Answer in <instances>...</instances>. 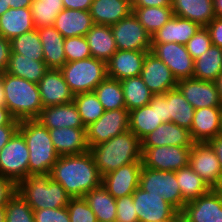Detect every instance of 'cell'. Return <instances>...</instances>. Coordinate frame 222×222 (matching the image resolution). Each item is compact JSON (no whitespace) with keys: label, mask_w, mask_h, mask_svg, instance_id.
Wrapping results in <instances>:
<instances>
[{"label":"cell","mask_w":222,"mask_h":222,"mask_svg":"<svg viewBox=\"0 0 222 222\" xmlns=\"http://www.w3.org/2000/svg\"><path fill=\"white\" fill-rule=\"evenodd\" d=\"M19 125L0 126V150L9 142L13 135L18 131Z\"/></svg>","instance_id":"54"},{"label":"cell","mask_w":222,"mask_h":222,"mask_svg":"<svg viewBox=\"0 0 222 222\" xmlns=\"http://www.w3.org/2000/svg\"><path fill=\"white\" fill-rule=\"evenodd\" d=\"M50 174L72 198L84 197L102 185V175L89 151L79 155L60 156Z\"/></svg>","instance_id":"1"},{"label":"cell","mask_w":222,"mask_h":222,"mask_svg":"<svg viewBox=\"0 0 222 222\" xmlns=\"http://www.w3.org/2000/svg\"><path fill=\"white\" fill-rule=\"evenodd\" d=\"M222 107H203L194 111L190 129L195 143H208L220 134Z\"/></svg>","instance_id":"22"},{"label":"cell","mask_w":222,"mask_h":222,"mask_svg":"<svg viewBox=\"0 0 222 222\" xmlns=\"http://www.w3.org/2000/svg\"><path fill=\"white\" fill-rule=\"evenodd\" d=\"M37 120L48 129L85 128L74 102L44 107Z\"/></svg>","instance_id":"25"},{"label":"cell","mask_w":222,"mask_h":222,"mask_svg":"<svg viewBox=\"0 0 222 222\" xmlns=\"http://www.w3.org/2000/svg\"><path fill=\"white\" fill-rule=\"evenodd\" d=\"M93 25L90 12L78 9H63L53 24L64 38L85 36Z\"/></svg>","instance_id":"27"},{"label":"cell","mask_w":222,"mask_h":222,"mask_svg":"<svg viewBox=\"0 0 222 222\" xmlns=\"http://www.w3.org/2000/svg\"><path fill=\"white\" fill-rule=\"evenodd\" d=\"M16 191L17 185L13 181L0 176V207L5 206Z\"/></svg>","instance_id":"50"},{"label":"cell","mask_w":222,"mask_h":222,"mask_svg":"<svg viewBox=\"0 0 222 222\" xmlns=\"http://www.w3.org/2000/svg\"><path fill=\"white\" fill-rule=\"evenodd\" d=\"M176 88L195 110L203 107H222L215 82L187 78L179 80Z\"/></svg>","instance_id":"16"},{"label":"cell","mask_w":222,"mask_h":222,"mask_svg":"<svg viewBox=\"0 0 222 222\" xmlns=\"http://www.w3.org/2000/svg\"><path fill=\"white\" fill-rule=\"evenodd\" d=\"M120 83L123 89L125 108L129 111L147 105L154 96L140 76L126 78Z\"/></svg>","instance_id":"38"},{"label":"cell","mask_w":222,"mask_h":222,"mask_svg":"<svg viewBox=\"0 0 222 222\" xmlns=\"http://www.w3.org/2000/svg\"><path fill=\"white\" fill-rule=\"evenodd\" d=\"M174 16L186 18L206 27L214 18L213 0H171Z\"/></svg>","instance_id":"29"},{"label":"cell","mask_w":222,"mask_h":222,"mask_svg":"<svg viewBox=\"0 0 222 222\" xmlns=\"http://www.w3.org/2000/svg\"><path fill=\"white\" fill-rule=\"evenodd\" d=\"M222 72V48L212 45L194 60L193 78L215 82Z\"/></svg>","instance_id":"36"},{"label":"cell","mask_w":222,"mask_h":222,"mask_svg":"<svg viewBox=\"0 0 222 222\" xmlns=\"http://www.w3.org/2000/svg\"><path fill=\"white\" fill-rule=\"evenodd\" d=\"M93 0H63L64 9L89 11Z\"/></svg>","instance_id":"55"},{"label":"cell","mask_w":222,"mask_h":222,"mask_svg":"<svg viewBox=\"0 0 222 222\" xmlns=\"http://www.w3.org/2000/svg\"><path fill=\"white\" fill-rule=\"evenodd\" d=\"M18 131L29 149V175L49 174L60 157L56 152L49 129L37 119L23 120Z\"/></svg>","instance_id":"4"},{"label":"cell","mask_w":222,"mask_h":222,"mask_svg":"<svg viewBox=\"0 0 222 222\" xmlns=\"http://www.w3.org/2000/svg\"><path fill=\"white\" fill-rule=\"evenodd\" d=\"M148 104H157V114L163 122H170L167 110V98L164 95H154Z\"/></svg>","instance_id":"52"},{"label":"cell","mask_w":222,"mask_h":222,"mask_svg":"<svg viewBox=\"0 0 222 222\" xmlns=\"http://www.w3.org/2000/svg\"><path fill=\"white\" fill-rule=\"evenodd\" d=\"M217 90L219 92V97H220V102L222 104V72L221 74L217 77L216 81H215Z\"/></svg>","instance_id":"63"},{"label":"cell","mask_w":222,"mask_h":222,"mask_svg":"<svg viewBox=\"0 0 222 222\" xmlns=\"http://www.w3.org/2000/svg\"><path fill=\"white\" fill-rule=\"evenodd\" d=\"M220 136H222V116H221V123H220Z\"/></svg>","instance_id":"67"},{"label":"cell","mask_w":222,"mask_h":222,"mask_svg":"<svg viewBox=\"0 0 222 222\" xmlns=\"http://www.w3.org/2000/svg\"><path fill=\"white\" fill-rule=\"evenodd\" d=\"M163 95L167 98V110L170 122L190 130L195 111L193 106L177 88L167 91Z\"/></svg>","instance_id":"35"},{"label":"cell","mask_w":222,"mask_h":222,"mask_svg":"<svg viewBox=\"0 0 222 222\" xmlns=\"http://www.w3.org/2000/svg\"><path fill=\"white\" fill-rule=\"evenodd\" d=\"M212 45L222 48V18L215 17L207 26Z\"/></svg>","instance_id":"51"},{"label":"cell","mask_w":222,"mask_h":222,"mask_svg":"<svg viewBox=\"0 0 222 222\" xmlns=\"http://www.w3.org/2000/svg\"><path fill=\"white\" fill-rule=\"evenodd\" d=\"M8 9H10L9 4H7V0H0V16L4 14Z\"/></svg>","instance_id":"64"},{"label":"cell","mask_w":222,"mask_h":222,"mask_svg":"<svg viewBox=\"0 0 222 222\" xmlns=\"http://www.w3.org/2000/svg\"><path fill=\"white\" fill-rule=\"evenodd\" d=\"M170 222H190L182 211H178L170 220Z\"/></svg>","instance_id":"60"},{"label":"cell","mask_w":222,"mask_h":222,"mask_svg":"<svg viewBox=\"0 0 222 222\" xmlns=\"http://www.w3.org/2000/svg\"><path fill=\"white\" fill-rule=\"evenodd\" d=\"M212 46L209 31L206 27H201L186 43L187 51L196 60Z\"/></svg>","instance_id":"47"},{"label":"cell","mask_w":222,"mask_h":222,"mask_svg":"<svg viewBox=\"0 0 222 222\" xmlns=\"http://www.w3.org/2000/svg\"><path fill=\"white\" fill-rule=\"evenodd\" d=\"M5 208L4 206L0 207V222H5Z\"/></svg>","instance_id":"65"},{"label":"cell","mask_w":222,"mask_h":222,"mask_svg":"<svg viewBox=\"0 0 222 222\" xmlns=\"http://www.w3.org/2000/svg\"><path fill=\"white\" fill-rule=\"evenodd\" d=\"M201 26L179 16H173L151 36V43H178L186 45Z\"/></svg>","instance_id":"24"},{"label":"cell","mask_w":222,"mask_h":222,"mask_svg":"<svg viewBox=\"0 0 222 222\" xmlns=\"http://www.w3.org/2000/svg\"><path fill=\"white\" fill-rule=\"evenodd\" d=\"M59 70L74 95L94 92L97 85L107 77L106 63L92 56L66 62Z\"/></svg>","instance_id":"6"},{"label":"cell","mask_w":222,"mask_h":222,"mask_svg":"<svg viewBox=\"0 0 222 222\" xmlns=\"http://www.w3.org/2000/svg\"><path fill=\"white\" fill-rule=\"evenodd\" d=\"M37 84L43 108L73 102L74 94L59 69H49Z\"/></svg>","instance_id":"19"},{"label":"cell","mask_w":222,"mask_h":222,"mask_svg":"<svg viewBox=\"0 0 222 222\" xmlns=\"http://www.w3.org/2000/svg\"><path fill=\"white\" fill-rule=\"evenodd\" d=\"M219 194L222 196V177H221V181L220 184L215 188Z\"/></svg>","instance_id":"66"},{"label":"cell","mask_w":222,"mask_h":222,"mask_svg":"<svg viewBox=\"0 0 222 222\" xmlns=\"http://www.w3.org/2000/svg\"><path fill=\"white\" fill-rule=\"evenodd\" d=\"M89 12L94 24L112 26L133 12L132 0H93Z\"/></svg>","instance_id":"26"},{"label":"cell","mask_w":222,"mask_h":222,"mask_svg":"<svg viewBox=\"0 0 222 222\" xmlns=\"http://www.w3.org/2000/svg\"><path fill=\"white\" fill-rule=\"evenodd\" d=\"M11 42V53L24 55L36 61H44L43 46L37 29L14 37Z\"/></svg>","instance_id":"41"},{"label":"cell","mask_w":222,"mask_h":222,"mask_svg":"<svg viewBox=\"0 0 222 222\" xmlns=\"http://www.w3.org/2000/svg\"><path fill=\"white\" fill-rule=\"evenodd\" d=\"M43 46L44 62L49 69H60L67 61L64 52L65 38L54 26L37 28Z\"/></svg>","instance_id":"28"},{"label":"cell","mask_w":222,"mask_h":222,"mask_svg":"<svg viewBox=\"0 0 222 222\" xmlns=\"http://www.w3.org/2000/svg\"><path fill=\"white\" fill-rule=\"evenodd\" d=\"M35 222H70L67 207L34 210Z\"/></svg>","instance_id":"49"},{"label":"cell","mask_w":222,"mask_h":222,"mask_svg":"<svg viewBox=\"0 0 222 222\" xmlns=\"http://www.w3.org/2000/svg\"><path fill=\"white\" fill-rule=\"evenodd\" d=\"M116 222H139L132 194L116 198Z\"/></svg>","instance_id":"48"},{"label":"cell","mask_w":222,"mask_h":222,"mask_svg":"<svg viewBox=\"0 0 222 222\" xmlns=\"http://www.w3.org/2000/svg\"><path fill=\"white\" fill-rule=\"evenodd\" d=\"M142 162L121 166L102 176V186L116 199L134 193L139 187Z\"/></svg>","instance_id":"17"},{"label":"cell","mask_w":222,"mask_h":222,"mask_svg":"<svg viewBox=\"0 0 222 222\" xmlns=\"http://www.w3.org/2000/svg\"><path fill=\"white\" fill-rule=\"evenodd\" d=\"M171 6V0H132V7H165Z\"/></svg>","instance_id":"56"},{"label":"cell","mask_w":222,"mask_h":222,"mask_svg":"<svg viewBox=\"0 0 222 222\" xmlns=\"http://www.w3.org/2000/svg\"><path fill=\"white\" fill-rule=\"evenodd\" d=\"M175 173L182 199L186 203L197 199L211 189L189 165L175 171Z\"/></svg>","instance_id":"37"},{"label":"cell","mask_w":222,"mask_h":222,"mask_svg":"<svg viewBox=\"0 0 222 222\" xmlns=\"http://www.w3.org/2000/svg\"><path fill=\"white\" fill-rule=\"evenodd\" d=\"M182 212L190 222H222V196L216 189L187 202Z\"/></svg>","instance_id":"18"},{"label":"cell","mask_w":222,"mask_h":222,"mask_svg":"<svg viewBox=\"0 0 222 222\" xmlns=\"http://www.w3.org/2000/svg\"><path fill=\"white\" fill-rule=\"evenodd\" d=\"M5 222H35L34 211L16 192L6 203Z\"/></svg>","instance_id":"44"},{"label":"cell","mask_w":222,"mask_h":222,"mask_svg":"<svg viewBox=\"0 0 222 222\" xmlns=\"http://www.w3.org/2000/svg\"><path fill=\"white\" fill-rule=\"evenodd\" d=\"M34 27L53 26L55 18L64 9L63 0H34L30 6Z\"/></svg>","instance_id":"42"},{"label":"cell","mask_w":222,"mask_h":222,"mask_svg":"<svg viewBox=\"0 0 222 222\" xmlns=\"http://www.w3.org/2000/svg\"><path fill=\"white\" fill-rule=\"evenodd\" d=\"M105 111L125 108L122 85L119 80L106 77L94 90Z\"/></svg>","instance_id":"40"},{"label":"cell","mask_w":222,"mask_h":222,"mask_svg":"<svg viewBox=\"0 0 222 222\" xmlns=\"http://www.w3.org/2000/svg\"><path fill=\"white\" fill-rule=\"evenodd\" d=\"M130 111L126 108L107 110L86 127V140L91 148L129 130Z\"/></svg>","instance_id":"9"},{"label":"cell","mask_w":222,"mask_h":222,"mask_svg":"<svg viewBox=\"0 0 222 222\" xmlns=\"http://www.w3.org/2000/svg\"><path fill=\"white\" fill-rule=\"evenodd\" d=\"M48 70L44 61H36L21 54L10 53L5 72L38 83Z\"/></svg>","instance_id":"32"},{"label":"cell","mask_w":222,"mask_h":222,"mask_svg":"<svg viewBox=\"0 0 222 222\" xmlns=\"http://www.w3.org/2000/svg\"><path fill=\"white\" fill-rule=\"evenodd\" d=\"M139 187L148 193L159 194L177 211H182L186 204L175 171H159L142 166Z\"/></svg>","instance_id":"8"},{"label":"cell","mask_w":222,"mask_h":222,"mask_svg":"<svg viewBox=\"0 0 222 222\" xmlns=\"http://www.w3.org/2000/svg\"><path fill=\"white\" fill-rule=\"evenodd\" d=\"M140 77L154 95H163L178 83L169 67L151 52L146 54Z\"/></svg>","instance_id":"15"},{"label":"cell","mask_w":222,"mask_h":222,"mask_svg":"<svg viewBox=\"0 0 222 222\" xmlns=\"http://www.w3.org/2000/svg\"><path fill=\"white\" fill-rule=\"evenodd\" d=\"M11 53V42L0 34V71L5 72Z\"/></svg>","instance_id":"53"},{"label":"cell","mask_w":222,"mask_h":222,"mask_svg":"<svg viewBox=\"0 0 222 222\" xmlns=\"http://www.w3.org/2000/svg\"><path fill=\"white\" fill-rule=\"evenodd\" d=\"M195 142L189 129L180 127L173 122L160 124L153 132L141 140V148L157 146L192 147Z\"/></svg>","instance_id":"20"},{"label":"cell","mask_w":222,"mask_h":222,"mask_svg":"<svg viewBox=\"0 0 222 222\" xmlns=\"http://www.w3.org/2000/svg\"><path fill=\"white\" fill-rule=\"evenodd\" d=\"M97 222L116 221V199L101 185L84 195Z\"/></svg>","instance_id":"34"},{"label":"cell","mask_w":222,"mask_h":222,"mask_svg":"<svg viewBox=\"0 0 222 222\" xmlns=\"http://www.w3.org/2000/svg\"><path fill=\"white\" fill-rule=\"evenodd\" d=\"M29 149L23 135L17 131L0 150V176L16 185L29 176Z\"/></svg>","instance_id":"7"},{"label":"cell","mask_w":222,"mask_h":222,"mask_svg":"<svg viewBox=\"0 0 222 222\" xmlns=\"http://www.w3.org/2000/svg\"><path fill=\"white\" fill-rule=\"evenodd\" d=\"M64 52L67 62L78 61L91 57L90 47L85 36L65 38Z\"/></svg>","instance_id":"45"},{"label":"cell","mask_w":222,"mask_h":222,"mask_svg":"<svg viewBox=\"0 0 222 222\" xmlns=\"http://www.w3.org/2000/svg\"><path fill=\"white\" fill-rule=\"evenodd\" d=\"M162 123L157 114V104H147L130 111L129 130L140 141Z\"/></svg>","instance_id":"33"},{"label":"cell","mask_w":222,"mask_h":222,"mask_svg":"<svg viewBox=\"0 0 222 222\" xmlns=\"http://www.w3.org/2000/svg\"><path fill=\"white\" fill-rule=\"evenodd\" d=\"M85 38L90 47L91 56L105 63L117 51L114 35L109 25L94 24Z\"/></svg>","instance_id":"30"},{"label":"cell","mask_w":222,"mask_h":222,"mask_svg":"<svg viewBox=\"0 0 222 222\" xmlns=\"http://www.w3.org/2000/svg\"><path fill=\"white\" fill-rule=\"evenodd\" d=\"M5 106L15 120L37 119L43 109L37 83L3 72Z\"/></svg>","instance_id":"3"},{"label":"cell","mask_w":222,"mask_h":222,"mask_svg":"<svg viewBox=\"0 0 222 222\" xmlns=\"http://www.w3.org/2000/svg\"><path fill=\"white\" fill-rule=\"evenodd\" d=\"M20 121L15 120L6 106H0V126L19 125Z\"/></svg>","instance_id":"57"},{"label":"cell","mask_w":222,"mask_h":222,"mask_svg":"<svg viewBox=\"0 0 222 222\" xmlns=\"http://www.w3.org/2000/svg\"><path fill=\"white\" fill-rule=\"evenodd\" d=\"M35 29L30 7L10 8L0 16V34L12 40Z\"/></svg>","instance_id":"31"},{"label":"cell","mask_w":222,"mask_h":222,"mask_svg":"<svg viewBox=\"0 0 222 222\" xmlns=\"http://www.w3.org/2000/svg\"><path fill=\"white\" fill-rule=\"evenodd\" d=\"M73 102L77 106L85 128L96 122L105 112L104 107L94 92L75 94Z\"/></svg>","instance_id":"43"},{"label":"cell","mask_w":222,"mask_h":222,"mask_svg":"<svg viewBox=\"0 0 222 222\" xmlns=\"http://www.w3.org/2000/svg\"><path fill=\"white\" fill-rule=\"evenodd\" d=\"M151 53L162 60L172 71L177 81L193 78L194 59L186 45L178 43H151Z\"/></svg>","instance_id":"12"},{"label":"cell","mask_w":222,"mask_h":222,"mask_svg":"<svg viewBox=\"0 0 222 222\" xmlns=\"http://www.w3.org/2000/svg\"><path fill=\"white\" fill-rule=\"evenodd\" d=\"M16 192L33 211L67 207L72 198L50 173L27 176L17 184Z\"/></svg>","instance_id":"5"},{"label":"cell","mask_w":222,"mask_h":222,"mask_svg":"<svg viewBox=\"0 0 222 222\" xmlns=\"http://www.w3.org/2000/svg\"><path fill=\"white\" fill-rule=\"evenodd\" d=\"M215 17L222 18V0H213Z\"/></svg>","instance_id":"61"},{"label":"cell","mask_w":222,"mask_h":222,"mask_svg":"<svg viewBox=\"0 0 222 222\" xmlns=\"http://www.w3.org/2000/svg\"><path fill=\"white\" fill-rule=\"evenodd\" d=\"M89 152L102 176L121 166L142 162L141 141L130 130L92 146Z\"/></svg>","instance_id":"2"},{"label":"cell","mask_w":222,"mask_h":222,"mask_svg":"<svg viewBox=\"0 0 222 222\" xmlns=\"http://www.w3.org/2000/svg\"><path fill=\"white\" fill-rule=\"evenodd\" d=\"M132 9L134 15L151 36L174 16L171 6L132 7Z\"/></svg>","instance_id":"39"},{"label":"cell","mask_w":222,"mask_h":222,"mask_svg":"<svg viewBox=\"0 0 222 222\" xmlns=\"http://www.w3.org/2000/svg\"><path fill=\"white\" fill-rule=\"evenodd\" d=\"M148 52L150 51L117 50L106 63L107 77L122 81L140 76Z\"/></svg>","instance_id":"21"},{"label":"cell","mask_w":222,"mask_h":222,"mask_svg":"<svg viewBox=\"0 0 222 222\" xmlns=\"http://www.w3.org/2000/svg\"><path fill=\"white\" fill-rule=\"evenodd\" d=\"M67 210L70 222H97L96 215L84 197L71 198Z\"/></svg>","instance_id":"46"},{"label":"cell","mask_w":222,"mask_h":222,"mask_svg":"<svg viewBox=\"0 0 222 222\" xmlns=\"http://www.w3.org/2000/svg\"><path fill=\"white\" fill-rule=\"evenodd\" d=\"M3 72L0 71V106H5V92L2 85Z\"/></svg>","instance_id":"62"},{"label":"cell","mask_w":222,"mask_h":222,"mask_svg":"<svg viewBox=\"0 0 222 222\" xmlns=\"http://www.w3.org/2000/svg\"><path fill=\"white\" fill-rule=\"evenodd\" d=\"M192 147L157 146L141 148L142 164L159 171H177L189 165Z\"/></svg>","instance_id":"10"},{"label":"cell","mask_w":222,"mask_h":222,"mask_svg":"<svg viewBox=\"0 0 222 222\" xmlns=\"http://www.w3.org/2000/svg\"><path fill=\"white\" fill-rule=\"evenodd\" d=\"M139 222L168 221L178 212L159 194L148 193L138 187L132 194Z\"/></svg>","instance_id":"13"},{"label":"cell","mask_w":222,"mask_h":222,"mask_svg":"<svg viewBox=\"0 0 222 222\" xmlns=\"http://www.w3.org/2000/svg\"><path fill=\"white\" fill-rule=\"evenodd\" d=\"M110 27L117 50H151V35L145 30L133 12Z\"/></svg>","instance_id":"11"},{"label":"cell","mask_w":222,"mask_h":222,"mask_svg":"<svg viewBox=\"0 0 222 222\" xmlns=\"http://www.w3.org/2000/svg\"><path fill=\"white\" fill-rule=\"evenodd\" d=\"M208 144L215 151L216 156L219 160L220 167L222 170V136L218 135L215 138L211 139Z\"/></svg>","instance_id":"58"},{"label":"cell","mask_w":222,"mask_h":222,"mask_svg":"<svg viewBox=\"0 0 222 222\" xmlns=\"http://www.w3.org/2000/svg\"><path fill=\"white\" fill-rule=\"evenodd\" d=\"M34 0H7L10 8H25L30 7Z\"/></svg>","instance_id":"59"},{"label":"cell","mask_w":222,"mask_h":222,"mask_svg":"<svg viewBox=\"0 0 222 222\" xmlns=\"http://www.w3.org/2000/svg\"><path fill=\"white\" fill-rule=\"evenodd\" d=\"M189 166L215 189L221 181L222 170L215 151L208 143H195L190 151Z\"/></svg>","instance_id":"14"},{"label":"cell","mask_w":222,"mask_h":222,"mask_svg":"<svg viewBox=\"0 0 222 222\" xmlns=\"http://www.w3.org/2000/svg\"><path fill=\"white\" fill-rule=\"evenodd\" d=\"M54 148L59 156L79 155L89 151L86 128L49 129Z\"/></svg>","instance_id":"23"}]
</instances>
